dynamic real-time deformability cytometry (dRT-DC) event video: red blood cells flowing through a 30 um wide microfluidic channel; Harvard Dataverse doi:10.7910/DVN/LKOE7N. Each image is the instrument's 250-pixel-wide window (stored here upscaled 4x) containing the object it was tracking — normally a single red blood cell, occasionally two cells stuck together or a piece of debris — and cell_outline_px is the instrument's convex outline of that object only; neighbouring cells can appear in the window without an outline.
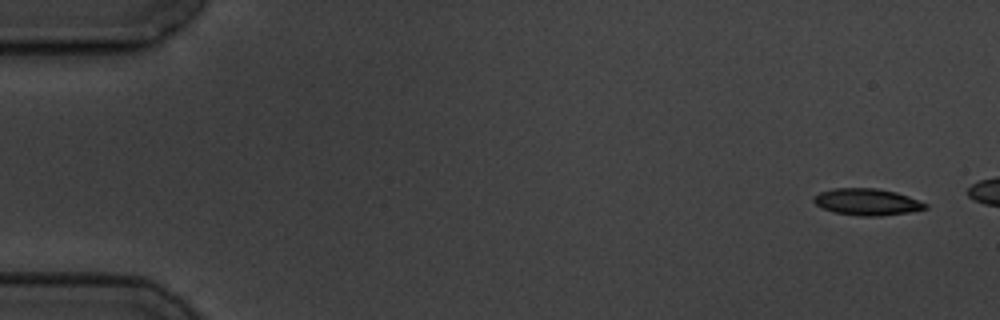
{"species": "common noctule bat (a hibernating species)", "species_latin": "Nyctalus noctula", "temperature_condition": "cold", "stored_images_in_passage": 5, "camera_frame_rate_fps": 3000, "um_per_image_px": 0.085, "animal": {"sex": "male", "body_mass_g": 19.5, "forearm_length_mm": 54.6}, "frame": {"image": 1, "passage_image": 1, "time_ms": 0.0, "image_size_px": [1000, 320], "cell_outline_px": [[928, 208], [908, 212], [880, 216], [860, 216], [836, 212], [824, 208], [816, 204], [812, 200], [820, 192], [832, 188], [876, 188], [896, 192], [908, 196], [928, 204]], "centroid_in_image_um": [73.72, 17.15], "position_along_channel_um": 11.3, "area_um2": 17.17}}